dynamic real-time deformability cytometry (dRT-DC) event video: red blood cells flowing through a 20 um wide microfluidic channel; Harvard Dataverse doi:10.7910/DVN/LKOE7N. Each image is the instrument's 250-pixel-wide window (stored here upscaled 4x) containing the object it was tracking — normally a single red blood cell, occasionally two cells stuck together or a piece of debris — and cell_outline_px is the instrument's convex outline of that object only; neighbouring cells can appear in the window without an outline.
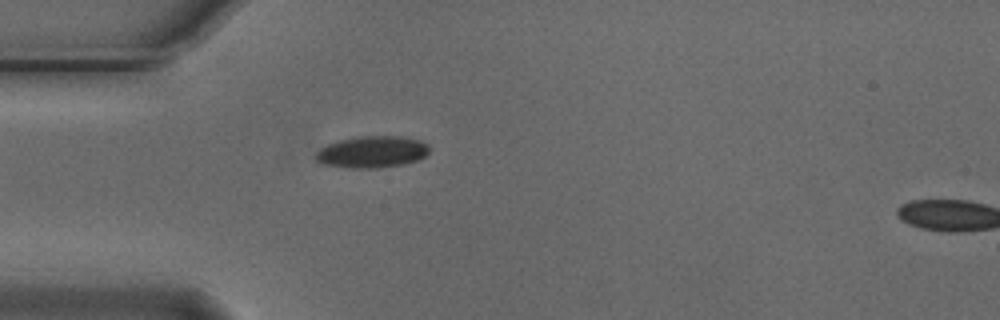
{"species": "Egyptian fruit bat (a non-hibernating species)", "species_latin": "Rousettus aegyptiacus", "temperature_condition": "cold", "stored_images_in_passage": 28, "camera_frame_rate_fps": 3000, "um_per_image_px": 0.085, "animal": {"sex": "male"}, "frame": {"image": 1, "passage_image": 1, "time_ms": 0.0, "image_size_px": [1000, 320], "cell_outline_px": [[428, 152], [424, 156], [416, 160], [404, 164], [380, 168], [352, 168], [324, 164], [316, 160], [316, 152], [320, 148], [336, 140], [360, 136], [400, 136], [420, 140], [428, 144]], "centroid_in_image_um": [31.62, 12.9], "position_along_channel_um": 53.4, "area_um2": 20.98}}
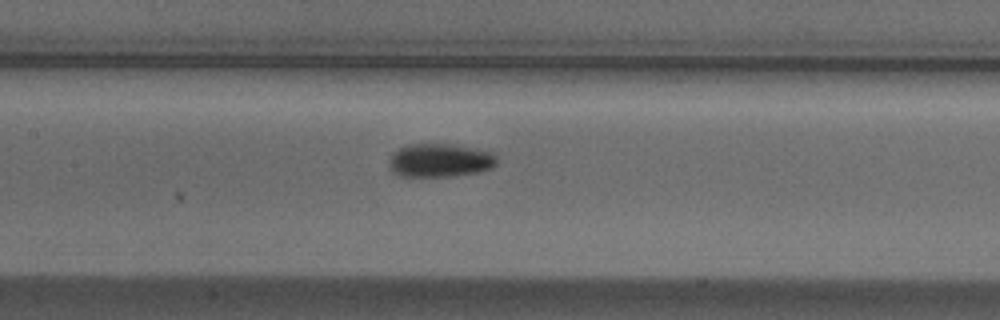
{"frame": {"image": 2, "passage_image": 11, "time_ms": 3.333, "image_size_px": [1000, 320], "cell_outline_px": [[496, 164], [492, 168], [480, 172], [452, 176], [396, 176], [392, 172], [388, 164], [388, 160], [392, 152], [408, 144], [452, 144], [492, 152], [496, 156]], "centroid_in_image_um": [37.35, 13.64], "position_along_channel_um": 170.0, "area_um2": 21.21}}
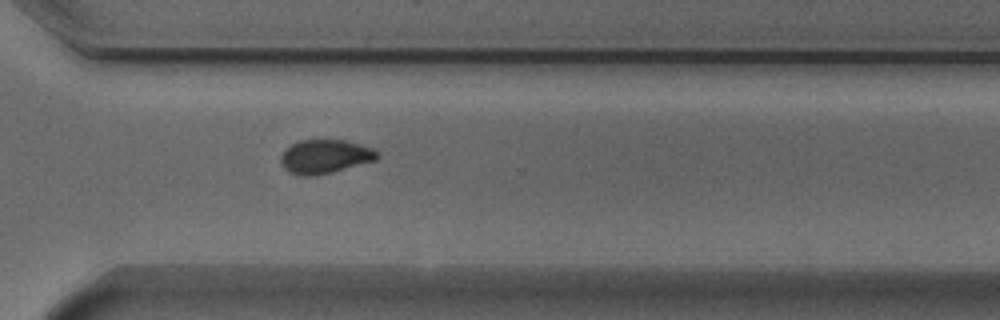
{"frame": {"image": 3, "passage_image": 25, "time_ms": 8.0, "image_size_px": [1000, 320], "cell_outline_px": [[380, 156], [376, 160], [332, 172], [312, 176], [300, 176], [288, 172], [280, 164], [280, 156], [292, 144], [300, 140], [344, 140], [360, 144], [372, 148], [380, 152]], "centroid_in_image_um": [27.63, 13.31], "position_along_channel_um": 343.0, "area_um2": 19.07}, "authors_computed_cell_mechanics": {"area_um2": 20.9525, "velocity_mm_per_s": 3.7139, "shape_relaxation_time_tau1_ms": 3.0635, "shape_relaxation_time_tau2_ms": 3.9791, "deformation_change_tau1": 0.0971, "deformation_change_tau2": 0.0616}}